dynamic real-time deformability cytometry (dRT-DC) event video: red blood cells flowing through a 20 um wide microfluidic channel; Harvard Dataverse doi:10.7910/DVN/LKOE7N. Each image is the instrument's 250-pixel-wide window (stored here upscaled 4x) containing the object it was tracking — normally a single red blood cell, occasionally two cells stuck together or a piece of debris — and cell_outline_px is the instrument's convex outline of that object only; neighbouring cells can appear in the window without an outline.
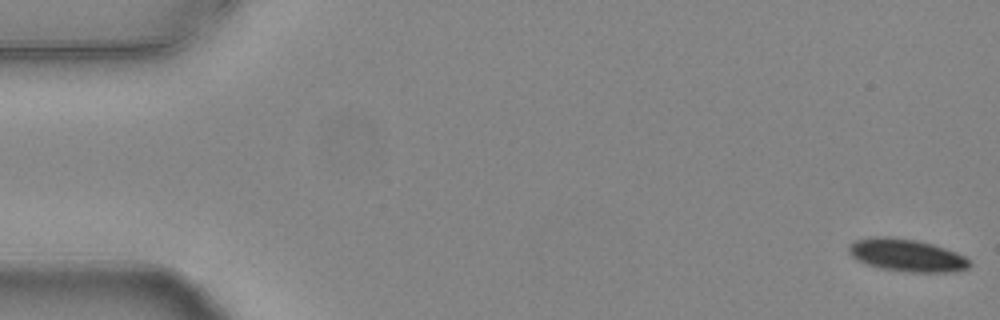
{"species": "common noctule bat (a hibernating species)", "species_latin": "Nyctalus noctula", "temperature_condition": "warm", "stored_images_in_passage": 54, "camera_frame_rate_fps": 3000, "um_per_image_px": 0.085, "animal": {"sex": "female", "body_mass_g": 24.6, "forearm_length_mm": 56.2}, "frame": {"image": 1, "passage_image": 1, "time_ms": 0.0, "image_size_px": [1000, 320], "cell_outline_px": [[972, 264], [968, 268], [948, 272], [912, 272], [880, 268], [856, 260], [848, 252], [848, 244], [856, 240], [872, 236], [888, 236], [916, 240], [932, 244], [956, 252], [964, 256]], "centroid_in_image_um": [77.03, 21.68], "position_along_channel_um": 8.0, "area_um2": 22.83}}
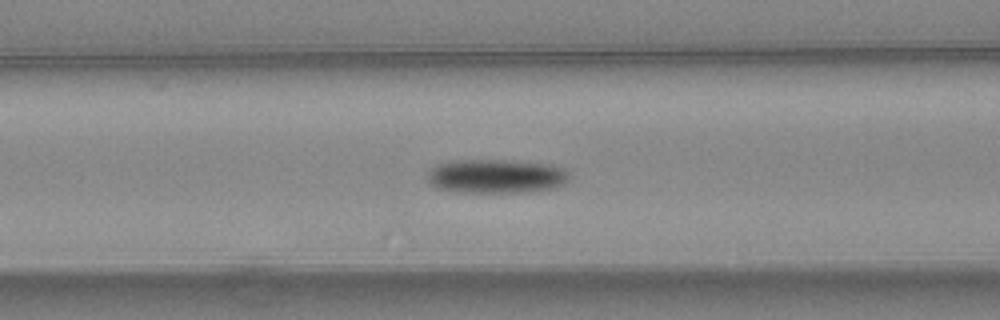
{"frame": {"image": 2, "passage_image": 22, "time_ms": 7.0, "image_size_px": [1000, 320], "cell_outline_px": [[568, 180], [564, 184], [556, 188], [532, 192], [452, 192], [436, 188], [428, 184], [428, 168], [436, 164], [448, 160], [512, 160], [552, 164], [564, 168], [568, 172]], "centroid_in_image_um": [42.14, 14.97], "position_along_channel_um": 124.5, "area_um2": 28.9}}
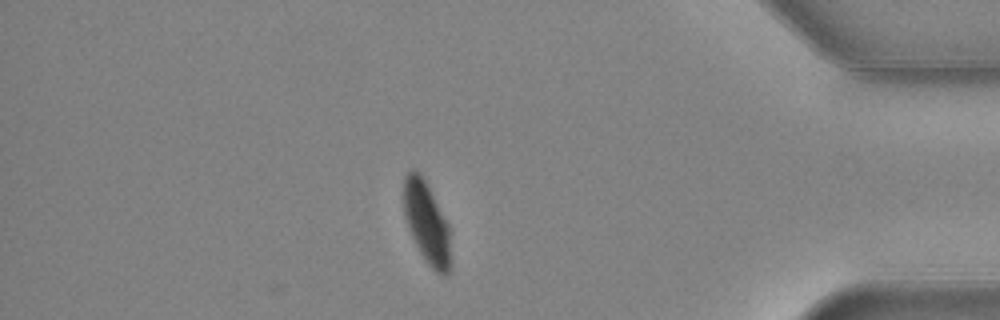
{"frame": {"image": 3, "passage_image": 47, "time_ms": 15.333, "image_size_px": [1000, 320], "cell_outline_px": [[452, 264], [448, 272], [444, 276], [436, 272], [428, 264], [420, 252], [412, 236], [404, 212], [404, 176], [412, 168], [420, 172], [448, 224]], "centroid_in_image_um": [36.29, 18.96], "position_along_channel_um": 398.9, "area_um2": 22.08}, "authors_computed_cell_mechanics": {"area_um2": 26.01, "velocity_mm_per_s": 3.752, "shape_relaxation_time_tau1_ms": 2.7318, "shape_relaxation_time_tau2_ms": null, "deformation_change_tau1": 0.1262, "deformation_change_tau2": null}}